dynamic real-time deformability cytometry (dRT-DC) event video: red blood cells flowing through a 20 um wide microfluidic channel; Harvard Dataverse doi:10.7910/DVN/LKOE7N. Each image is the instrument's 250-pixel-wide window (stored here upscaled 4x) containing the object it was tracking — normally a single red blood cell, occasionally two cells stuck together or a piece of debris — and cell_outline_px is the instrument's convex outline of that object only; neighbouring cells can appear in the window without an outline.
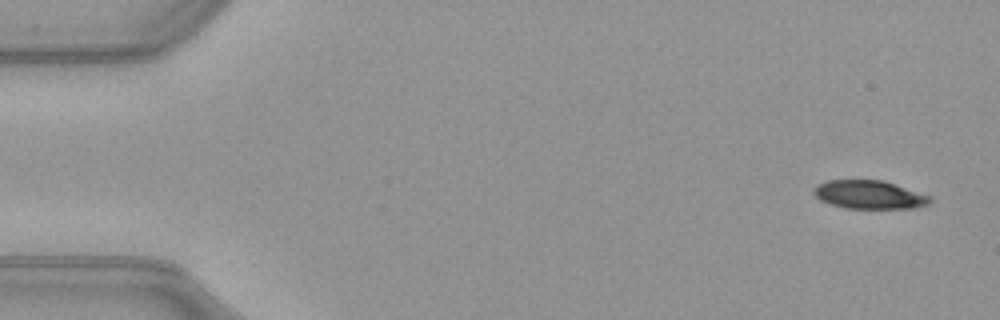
{"species": "common noctule bat (a hibernating species)", "species_latin": "Nyctalus noctula", "temperature_condition": "warm", "stored_images_in_passage": 50, "camera_frame_rate_fps": 3000, "um_per_image_px": 0.085, "animal": {"sex": "female", "body_mass_g": 21.9}, "frame": {"image": 1, "passage_image": 1, "time_ms": 0.0, "image_size_px": [1000, 320], "cell_outline_px": [[932, 200], [928, 204], [916, 208], [844, 208], [820, 200], [812, 192], [812, 188], [816, 184], [828, 180], [884, 180], [932, 196]], "centroid_in_image_um": [73.89, 16.54], "position_along_channel_um": 11.1, "area_um2": 19.42}}
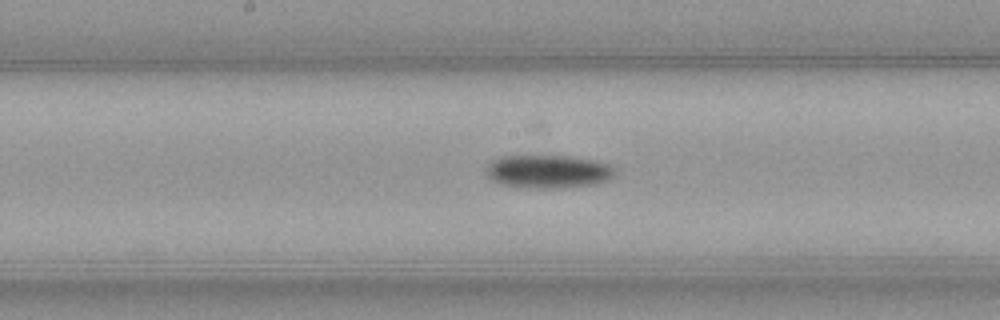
{"frame": {"image": 2, "passage_image": 25, "time_ms": 8.0, "image_size_px": [1000, 320], "cell_outline_px": [[616, 176], [608, 180], [596, 184], [560, 188], [532, 188], [500, 184], [492, 180], [488, 176], [488, 164], [492, 160], [500, 156], [568, 156], [596, 160], [608, 164], [616, 168]], "centroid_in_image_um": [46.65, 14.58], "position_along_channel_um": 201.5, "area_um2": 25.09}}
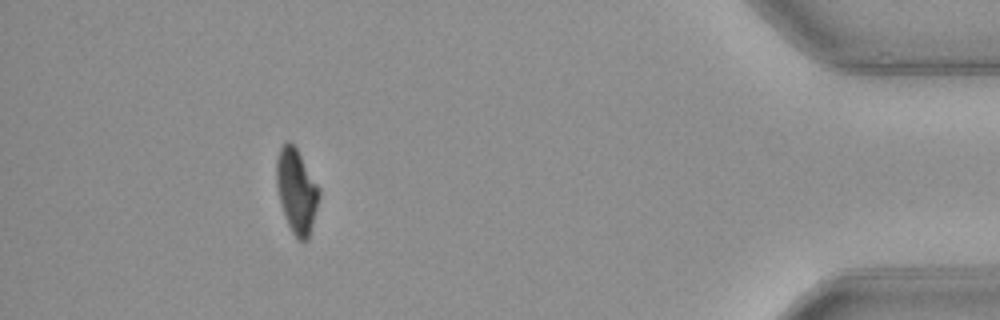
{"frame": {"image": 3, "passage_image": 45, "time_ms": 14.667, "image_size_px": [1000, 320], "cell_outline_px": [[320, 196], [308, 240], [300, 240], [292, 232], [288, 224], [280, 200], [276, 184], [276, 160], [280, 148], [288, 140], [296, 148], [320, 188]], "centroid_in_image_um": [25.21, 16.22], "position_along_channel_um": 410.0, "area_um2": 20.58}, "authors_computed_cell_mechanics": {"area_um2": 22.831, "velocity_mm_per_s": 4.0185, "shape_relaxation_time_tau1_ms": 4.6628, "shape_relaxation_time_tau2_ms": null, "deformation_change_tau1": 0.1516, "deformation_change_tau2": null}}